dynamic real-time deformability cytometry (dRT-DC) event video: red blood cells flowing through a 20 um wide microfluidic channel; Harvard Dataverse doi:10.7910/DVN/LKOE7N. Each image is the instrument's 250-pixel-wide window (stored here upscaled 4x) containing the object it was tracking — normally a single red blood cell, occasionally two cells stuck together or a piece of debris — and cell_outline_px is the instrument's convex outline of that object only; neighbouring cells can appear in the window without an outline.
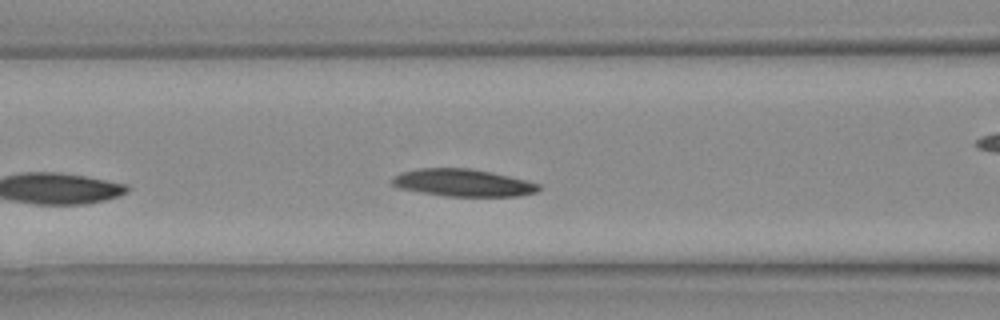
{"species": "Egyptian fruit bat (a non-hibernating species)", "species_latin": "Rousettus aegyptiacus", "temperature_condition": "warm", "stored_images_in_passage": 20, "camera_frame_rate_fps": 3000, "um_per_image_px": 0.085, "animal": {"sex": "female"}, "frame": {"image": 1, "passage_image": 6, "time_ms": 1.667, "image_size_px": [1000, 320], "cell_outline_px": [[540, 188], [536, 192], [520, 196], [448, 196], [420, 192], [400, 188], [392, 184], [392, 176], [416, 168], [468, 168], [492, 172], [540, 184]], "centroid_in_image_um": [39.34, 15.53], "position_along_channel_um": 127.3, "area_um2": 23.18}}